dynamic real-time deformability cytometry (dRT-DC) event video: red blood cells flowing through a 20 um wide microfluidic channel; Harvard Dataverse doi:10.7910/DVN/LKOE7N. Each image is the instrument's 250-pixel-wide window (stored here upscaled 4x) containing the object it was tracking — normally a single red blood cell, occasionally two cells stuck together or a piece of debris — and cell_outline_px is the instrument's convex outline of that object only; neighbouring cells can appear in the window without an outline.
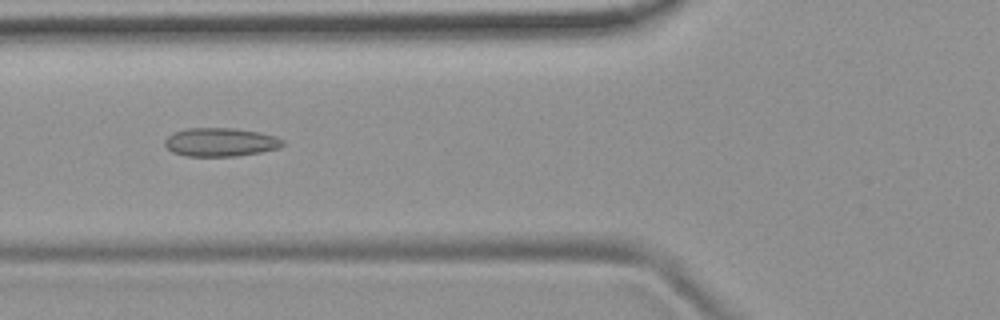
{"species": "common noctule bat (a hibernating species)", "species_latin": "Nyctalus noctula", "temperature_condition": "room temperature", "stored_images_in_passage": 6, "camera_frame_rate_fps": 3000, "um_per_image_px": 0.085, "animal": {"sex": "female", "body_mass_g": 19.9}, "frame": {"image": 1, "passage_image": 6, "time_ms": 5.667, "image_size_px": [1000, 320], "cell_outline_px": [[284, 144], [280, 148], [260, 152], [236, 156], [184, 156], [172, 152], [164, 144], [164, 140], [168, 136], [176, 132], [188, 128], [236, 128], [260, 132], [276, 136], [284, 140]], "centroid_in_image_um": [18.77, 12.08], "position_along_channel_um": 107.0, "area_um2": 19.71}}